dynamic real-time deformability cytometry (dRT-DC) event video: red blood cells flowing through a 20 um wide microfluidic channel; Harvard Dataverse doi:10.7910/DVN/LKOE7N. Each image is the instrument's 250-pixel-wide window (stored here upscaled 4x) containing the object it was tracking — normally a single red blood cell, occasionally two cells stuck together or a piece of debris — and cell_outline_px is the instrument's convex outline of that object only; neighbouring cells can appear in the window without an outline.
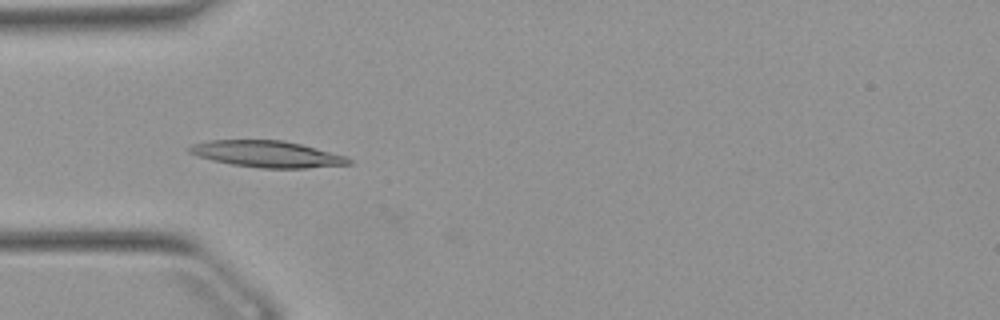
{"species": "Egyptian fruit bat (a non-hibernating species)", "species_latin": "Rousettus aegyptiacus", "temperature_condition": "warm", "stored_images_in_passage": 52, "camera_frame_rate_fps": 3000, "um_per_image_px": 0.085, "animal": {"sex": "female"}, "frame": {"image": 1, "passage_image": 16, "time_ms": 5.0, "image_size_px": [1000, 320], "cell_outline_px": [[352, 164], [304, 168], [260, 168], [232, 164], [212, 160], [196, 156], [188, 152], [188, 148], [192, 144], [212, 140], [284, 140], [300, 144], [344, 156], [352, 160]], "centroid_in_image_um": [22.66, 13.09], "position_along_channel_um": 62.3, "area_um2": 24.33}}
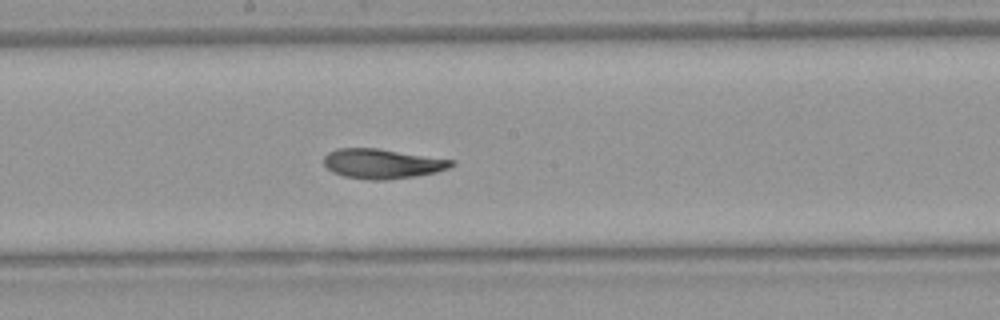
{"frame": {"image": 2, "passage_image": 28, "time_ms": 9.0, "image_size_px": [1000, 320], "cell_outline_px": [[456, 164], [448, 168], [436, 172], [416, 176], [388, 180], [368, 180], [344, 176], [332, 172], [324, 164], [324, 156], [328, 152], [336, 148], [376, 148], [456, 160]], "centroid_in_image_um": [32.5, 13.91], "position_along_channel_um": 215.7, "area_um2": 22.25}}
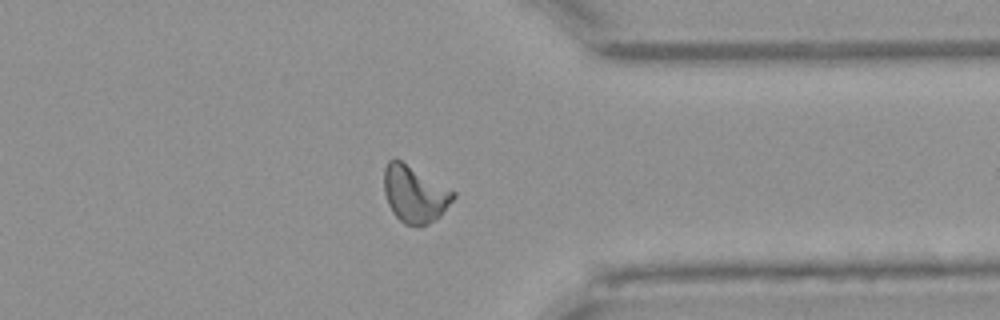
{"frame": {"image": 3, "passage_image": 41, "time_ms": 13.333, "image_size_px": [1000, 320], "cell_outline_px": [[456, 196], [440, 216], [436, 220], [420, 228], [416, 228], [404, 224], [392, 212], [388, 204], [384, 192], [384, 168], [388, 160], [400, 160], [456, 192]], "centroid_in_image_um": [35.24, 16.54], "position_along_channel_um": 376.2, "area_um2": 23.0}, "authors_computed_cell_mechanics": {"area_um2": 22.3975, "velocity_mm_per_s": 3.872, "shape_relaxation_time_tau1_ms": 5.3062, "shape_relaxation_time_tau2_ms": 3.1646, "deformation_change_tau1": 0.1883, "deformation_change_tau2": 0.1052}}